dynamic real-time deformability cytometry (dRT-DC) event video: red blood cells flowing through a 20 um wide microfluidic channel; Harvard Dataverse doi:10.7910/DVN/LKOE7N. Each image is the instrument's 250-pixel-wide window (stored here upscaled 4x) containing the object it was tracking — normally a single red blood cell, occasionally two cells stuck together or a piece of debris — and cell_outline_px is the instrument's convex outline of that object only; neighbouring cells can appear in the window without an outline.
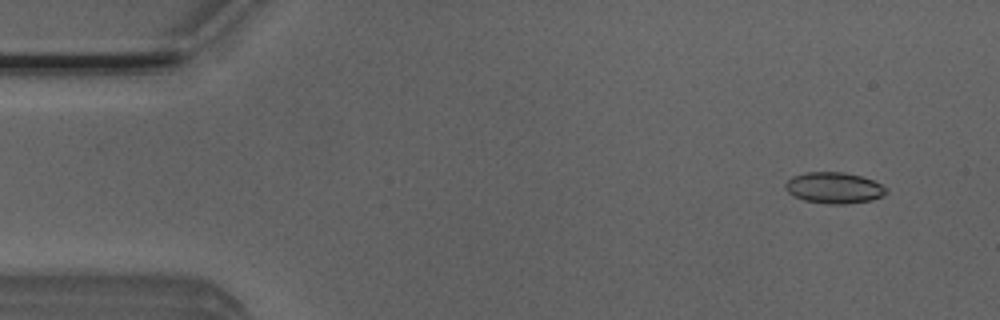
{"species": "Egyptian fruit bat (a non-hibernating species)", "species_latin": "Rousettus aegyptiacus", "temperature_condition": "room temperature", "stored_images_in_passage": 4, "camera_frame_rate_fps": 3000, "um_per_image_px": 0.085, "animal": {"sex": "male"}, "frame": {"image": 1, "passage_image": 1, "time_ms": 0.0, "image_size_px": [1000, 320], "cell_outline_px": [[888, 192], [884, 196], [872, 200], [844, 204], [828, 204], [804, 200], [788, 192], [784, 188], [784, 184], [792, 176], [804, 172], [844, 172], [860, 176], [872, 180], [888, 188]], "centroid_in_image_um": [70.9, 15.96], "position_along_channel_um": 14.1, "area_um2": 18.38}}